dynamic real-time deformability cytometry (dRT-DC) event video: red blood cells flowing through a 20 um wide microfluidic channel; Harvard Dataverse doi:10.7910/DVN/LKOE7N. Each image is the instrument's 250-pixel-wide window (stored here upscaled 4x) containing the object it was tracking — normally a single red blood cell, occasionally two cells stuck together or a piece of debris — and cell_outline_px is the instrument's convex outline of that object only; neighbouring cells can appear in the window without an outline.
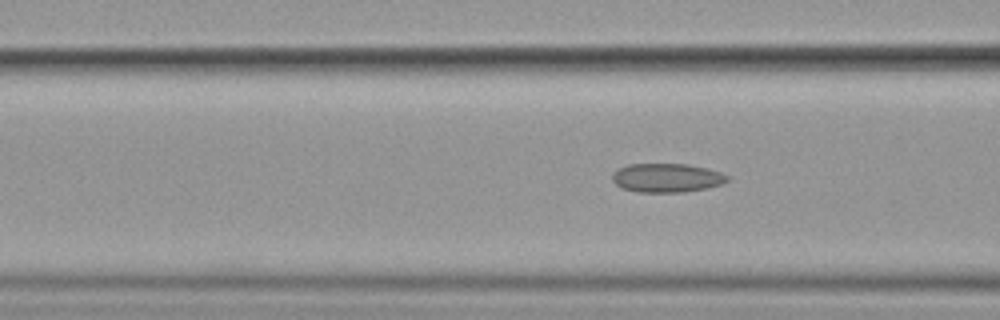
{"species": "common noctule bat (a hibernating species)", "species_latin": "Nyctalus noctula", "temperature_condition": "cold", "stored_images_in_passage": 14, "camera_frame_rate_fps": 3000, "um_per_image_px": 0.085, "animal": {"sex": "female", "body_mass_g": 19.9}, "frame": {"image": 1, "passage_image": 5, "time_ms": 5.667, "image_size_px": [1000, 320], "cell_outline_px": [[728, 180], [724, 184], [708, 188], [684, 192], [640, 192], [624, 188], [616, 184], [612, 180], [612, 172], [628, 164], [688, 164], [708, 168], [720, 172], [728, 176]], "centroid_in_image_um": [56.71, 15.11], "position_along_channel_um": 109.9, "area_um2": 19.42}}
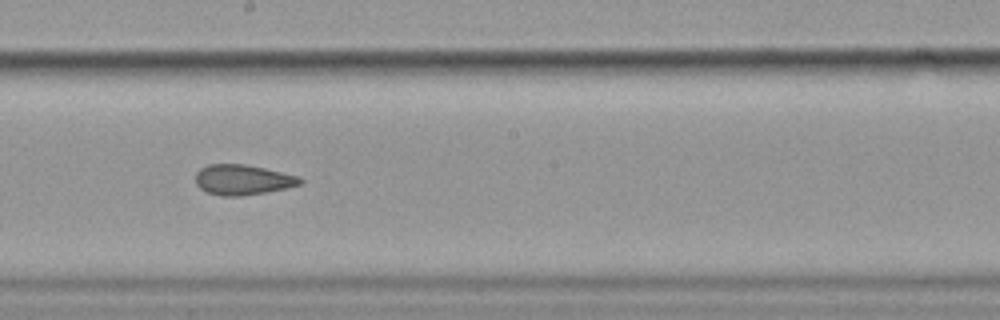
{"frame": {"image": 2, "passage_image": 8, "time_ms": 9.0, "image_size_px": [1000, 320], "cell_outline_px": [[304, 180], [300, 184], [284, 188], [264, 192], [240, 196], [220, 196], [208, 192], [200, 188], [196, 184], [196, 172], [200, 168], [208, 164], [244, 164], [264, 168], [296, 176]], "centroid_in_image_um": [20.57, 15.27], "position_along_channel_um": 227.6, "area_um2": 18.15}}
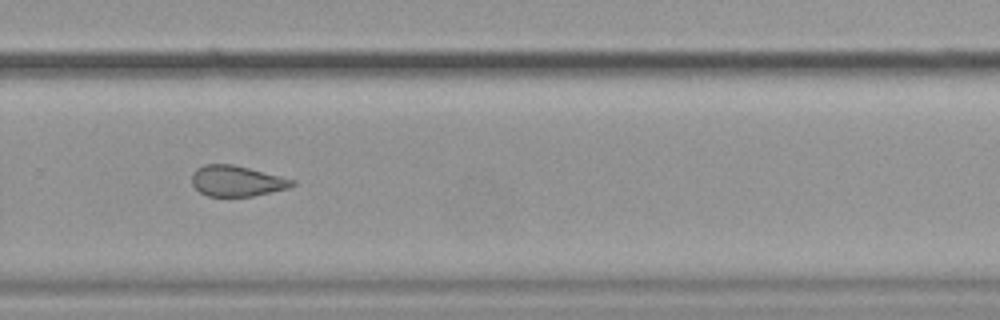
{"frame": {"image": 3, "passage_image": 10, "time_ms": 11.333, "image_size_px": [1000, 320], "cell_outline_px": [[296, 184], [288, 188], [252, 196], [208, 196], [200, 192], [192, 184], [192, 172], [196, 168], [204, 164], [232, 164], [296, 180]], "centroid_in_image_um": [20.11, 15.38], "position_along_channel_um": 309.7, "area_um2": 17.86}, "authors_computed_cell_mechanics": {"area_um2": 17.8313, "velocity_mm_per_s": 3.518, "shape_relaxation_time_tau1_ms": null, "shape_relaxation_time_tau2_ms": 5.7465, "deformation_change_tau1": null, "deformation_change_tau2": 0.1239}}